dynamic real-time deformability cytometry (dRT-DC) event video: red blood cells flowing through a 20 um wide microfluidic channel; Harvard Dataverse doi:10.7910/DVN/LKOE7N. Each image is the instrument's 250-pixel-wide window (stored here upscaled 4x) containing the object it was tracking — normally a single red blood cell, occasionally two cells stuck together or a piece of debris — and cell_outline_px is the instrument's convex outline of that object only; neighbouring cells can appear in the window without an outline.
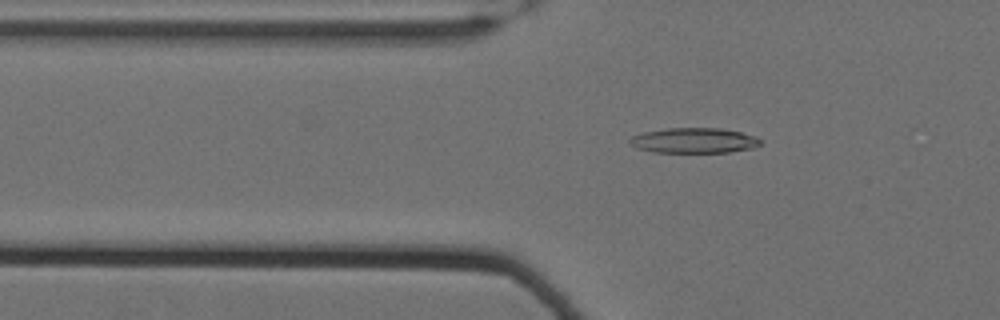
{"species": "Egyptian fruit bat (a non-hibernating species)", "species_latin": "Rousettus aegyptiacus", "temperature_condition": "cold", "stored_images_in_passage": 59, "camera_frame_rate_fps": 3000, "um_per_image_px": 0.085, "animal": {"sex": "female"}, "frame": {"image": 1, "passage_image": 23, "time_ms": 7.333, "image_size_px": [1000, 320], "cell_outline_px": [[760, 144], [756, 148], [728, 152], [652, 152], [636, 148], [628, 144], [628, 140], [632, 136], [644, 132], [668, 128], [720, 128], [740, 132], [756, 136], [760, 140]], "centroid_in_image_um": [58.97, 11.94], "position_along_channel_um": 66.8, "area_um2": 19.31}}
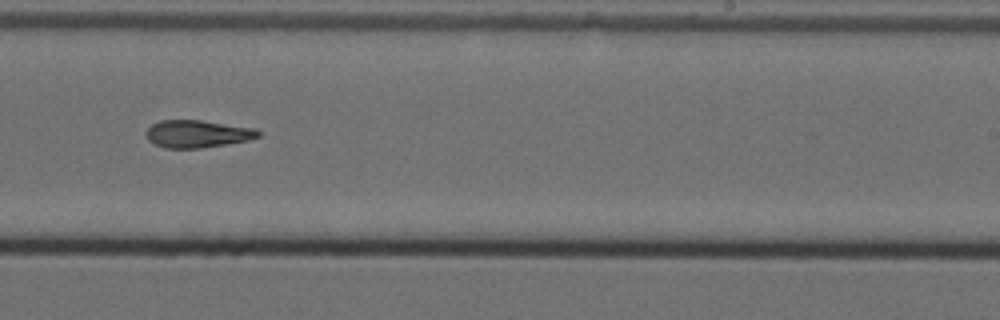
{"frame": {"image": 2, "passage_image": 41, "time_ms": 13.333, "image_size_px": [1000, 320], "cell_outline_px": [[260, 136], [248, 140], [228, 144], [200, 148], [164, 148], [148, 140], [148, 128], [152, 124], [160, 120], [200, 120], [256, 128], [260, 132]], "centroid_in_image_um": [16.81, 11.37], "position_along_channel_um": 272.2, "area_um2": 17.86}}
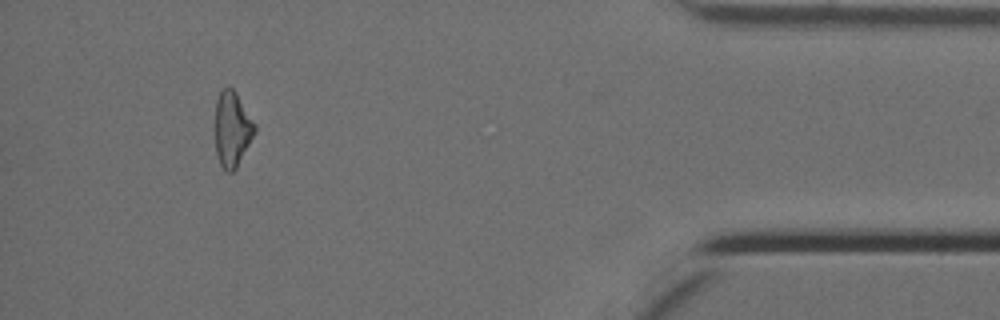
{"frame": {"image": 3, "passage_image": 57, "time_ms": 18.667, "image_size_px": [1000, 320], "cell_outline_px": [[256, 132], [236, 168], [232, 172], [228, 172], [220, 164], [216, 152], [216, 100], [220, 92], [224, 88], [232, 88], [236, 92], [256, 124]], "centroid_in_image_um": [19.76, 10.97], "position_along_channel_um": 415.4, "area_um2": 17.17}}